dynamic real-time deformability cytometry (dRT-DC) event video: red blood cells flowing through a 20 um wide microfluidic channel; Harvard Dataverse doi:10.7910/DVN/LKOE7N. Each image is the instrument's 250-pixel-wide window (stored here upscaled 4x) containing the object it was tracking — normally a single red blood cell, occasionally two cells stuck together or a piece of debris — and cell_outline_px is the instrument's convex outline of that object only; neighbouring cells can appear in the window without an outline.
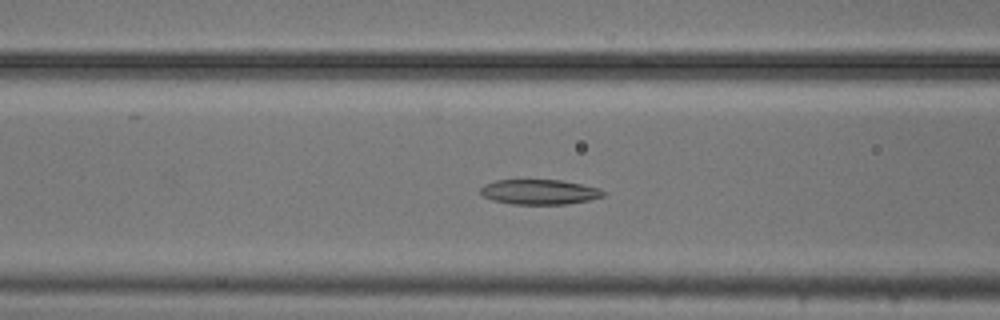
{"species": "common noctule bat (a hibernating species)", "species_latin": "Nyctalus noctula", "temperature_condition": "cold", "stored_images_in_passage": 48, "camera_frame_rate_fps": 3000, "um_per_image_px": 0.085, "animal": {"sex": "male", "body_mass_g": 20.5, "forearm_length_mm": 52.5}, "frame": {"image": 1, "passage_image": 20, "time_ms": 6.333, "image_size_px": [1000, 320], "cell_outline_px": [[604, 196], [588, 200], [568, 204], [512, 204], [492, 200], [484, 196], [480, 192], [480, 188], [484, 184], [496, 180], [560, 180], [600, 188], [604, 192]], "centroid_in_image_um": [45.83, 16.31], "position_along_channel_um": 120.8, "area_um2": 17.8}}
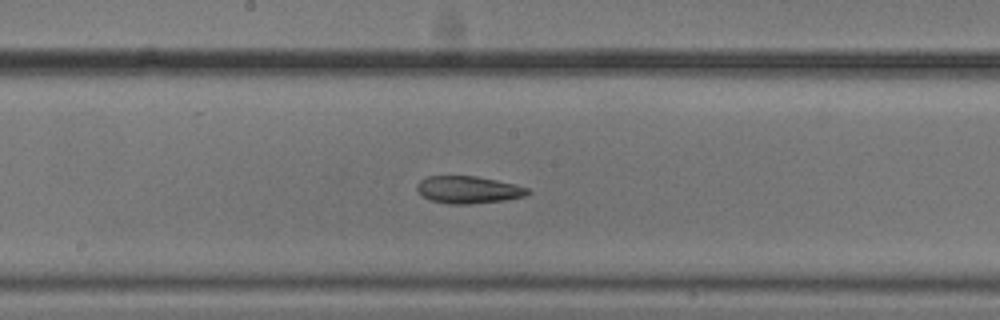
{"frame": {"image": 2, "passage_image": 27, "time_ms": 8.667, "image_size_px": [1000, 320], "cell_outline_px": [[532, 192], [524, 196], [504, 200], [472, 204], [448, 204], [432, 200], [424, 196], [416, 188], [416, 184], [420, 180], [428, 176], [476, 176], [516, 184], [528, 188]], "centroid_in_image_um": [39.83, 16.12], "position_along_channel_um": 208.4, "area_um2": 17.57}}
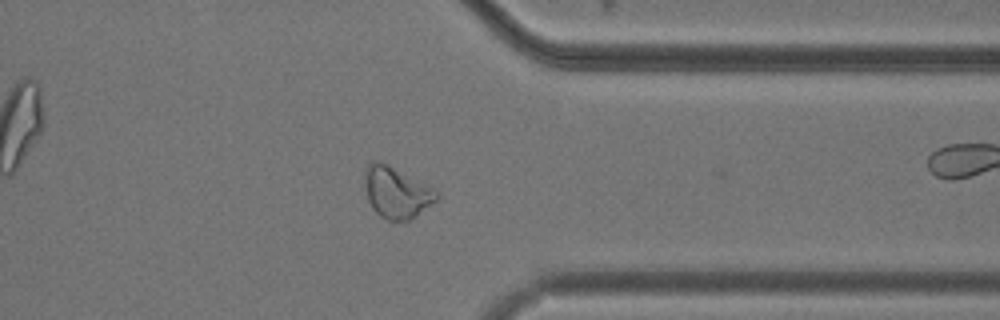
{"frame": {"image": 3, "passage_image": 41, "time_ms": 13.333, "image_size_px": [1000, 320], "cell_outline_px": [[440, 196], [436, 200], [408, 220], [388, 220], [380, 216], [372, 208], [368, 200], [364, 188], [364, 168], [372, 160], [380, 160], [388, 164], [432, 188]], "centroid_in_image_um": [33.62, 16.32], "position_along_channel_um": 377.8, "area_um2": 21.21}, "authors_computed_cell_mechanics": {"area_um2": 19.4497, "velocity_mm_per_s": 3.7438, "shape_relaxation_time_tau1_ms": 4.3084, "shape_relaxation_time_tau2_ms": 2.8087, "deformation_change_tau1": 0.1143, "deformation_change_tau2": 0.1059}}